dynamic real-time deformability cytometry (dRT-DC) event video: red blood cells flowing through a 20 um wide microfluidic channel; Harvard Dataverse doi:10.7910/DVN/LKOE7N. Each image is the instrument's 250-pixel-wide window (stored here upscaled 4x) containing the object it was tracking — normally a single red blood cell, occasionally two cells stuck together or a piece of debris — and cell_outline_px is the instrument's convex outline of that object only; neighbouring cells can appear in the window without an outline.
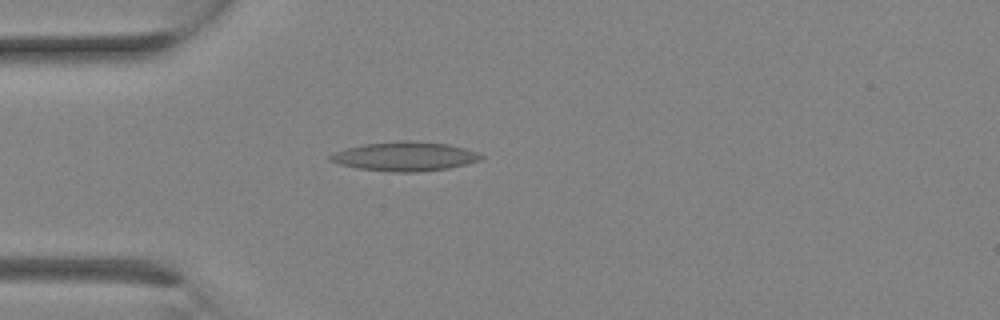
{"species": "Egyptian fruit bat (a non-hibernating species)", "species_latin": "Rousettus aegyptiacus", "temperature_condition": "room temperature", "stored_images_in_passage": 12, "camera_frame_rate_fps": 3000, "um_per_image_px": 0.085, "animal": {"sex": "female"}, "frame": {"image": 1, "passage_image": 5, "time_ms": 1.333, "image_size_px": [1000, 320], "cell_outline_px": [[484, 156], [480, 160], [468, 164], [448, 168], [416, 172], [392, 172], [356, 168], [340, 164], [328, 160], [328, 156], [336, 152], [348, 148], [364, 144], [400, 140], [408, 140], [448, 144], [464, 148], [476, 152]], "centroid_in_image_um": [34.42, 13.29], "position_along_channel_um": 50.6, "area_um2": 25.55}}
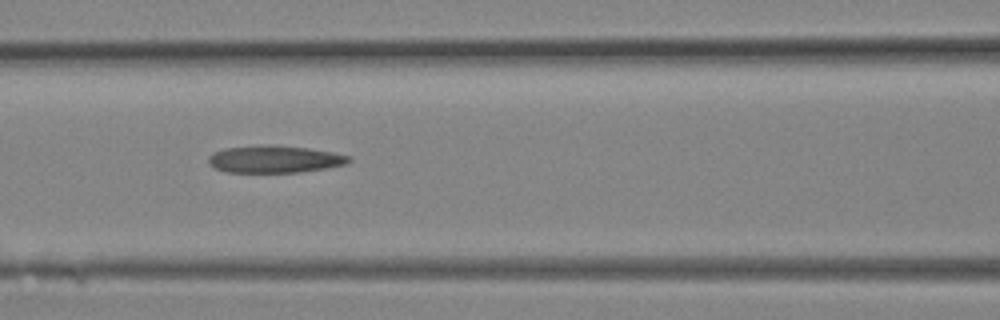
{"frame": {"image": 2, "passage_image": 9, "time_ms": 2.667, "image_size_px": [1000, 320], "cell_outline_px": [[352, 160], [348, 164], [328, 168], [300, 172], [224, 172], [212, 168], [208, 164], [208, 156], [212, 152], [224, 148], [308, 148], [332, 152], [352, 156]], "centroid_in_image_um": [23.36, 13.59], "position_along_channel_um": 143.2, "area_um2": 21.5}}
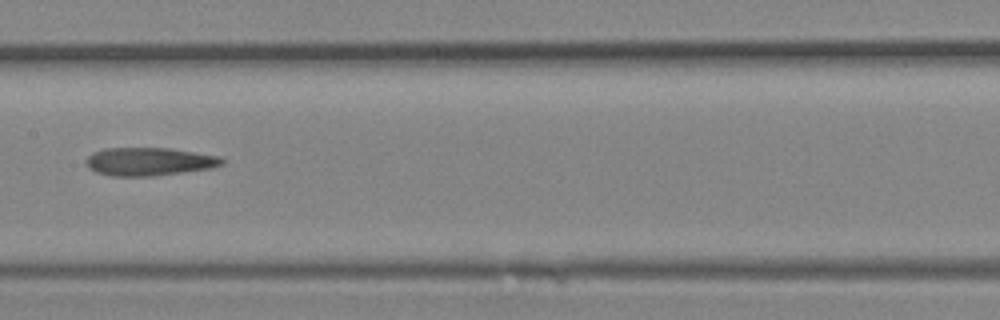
{"frame": {"image": 3, "passage_image": 11, "time_ms": 3.333, "image_size_px": [1000, 320], "cell_outline_px": [[224, 164], [212, 168], [152, 176], [112, 176], [96, 172], [88, 168], [84, 160], [92, 152], [104, 148], [168, 148], [220, 156], [224, 160]], "centroid_in_image_um": [12.65, 13.73], "position_along_channel_um": 194.8, "area_um2": 22.37}}